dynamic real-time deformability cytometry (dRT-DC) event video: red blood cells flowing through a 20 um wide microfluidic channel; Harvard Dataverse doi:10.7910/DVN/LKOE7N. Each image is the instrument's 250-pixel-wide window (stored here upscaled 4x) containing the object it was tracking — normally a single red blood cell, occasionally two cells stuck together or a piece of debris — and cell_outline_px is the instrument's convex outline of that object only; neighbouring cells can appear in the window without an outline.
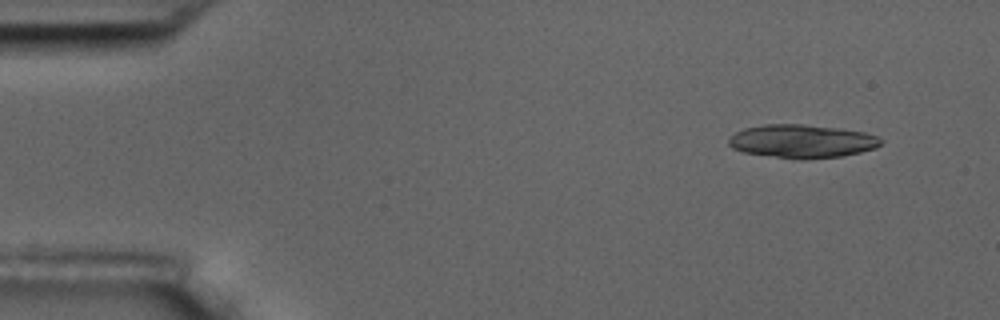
{"species": "common noctule bat (a hibernating species)", "species_latin": "Nyctalus noctula", "temperature_condition": "room temperature", "stored_images_in_passage": 5, "camera_frame_rate_fps": 3000, "um_per_image_px": 0.085, "animal": {"sex": "male", "body_mass_g": 17.5, "forearm_length_mm": 52.3}, "frame": {"image": 1, "passage_image": 1, "time_ms": 0.0, "image_size_px": [1000, 320], "cell_outline_px": [[880, 144], [876, 148], [860, 152], [840, 156], [800, 160], [744, 152], [732, 148], [728, 144], [728, 140], [736, 132], [744, 128], [764, 124], [804, 124], [836, 128], [864, 132], [876, 136], [880, 140]], "centroid_in_image_um": [68.13, 12.0], "position_along_channel_um": 16.9, "area_um2": 29.36}}